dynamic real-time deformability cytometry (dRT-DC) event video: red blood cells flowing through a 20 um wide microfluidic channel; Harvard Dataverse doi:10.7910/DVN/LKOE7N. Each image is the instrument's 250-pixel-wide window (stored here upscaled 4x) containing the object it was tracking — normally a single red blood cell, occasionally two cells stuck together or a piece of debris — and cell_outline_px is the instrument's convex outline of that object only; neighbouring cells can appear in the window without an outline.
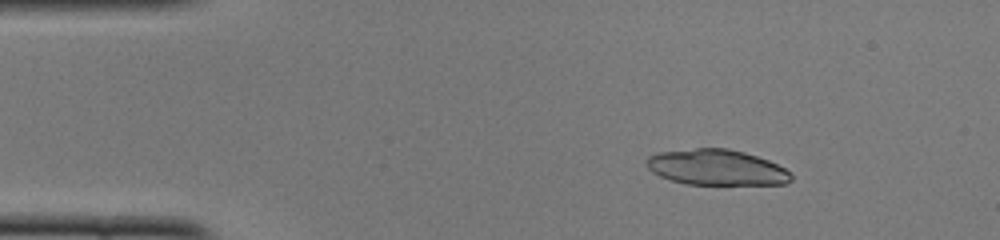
{"species": "common noctule bat (a hibernating species)", "species_latin": "Nyctalus noctula", "temperature_condition": "cold", "stored_images_in_passage": 49, "camera_frame_rate_fps": 3000, "um_per_image_px": 0.085, "animal": {"sex": "female", "body_mass_g": 22.0, "forearm_length_mm": 56.7}, "frame": {"image": 1, "passage_image": 7, "time_ms": 2.0, "image_size_px": [1000, 240], "cell_outline_px": [[792, 180], [784, 184], [688, 184], [668, 180], [652, 172], [648, 168], [648, 156], [656, 152], [696, 148], [728, 148], [744, 152], [768, 160], [784, 168], [792, 176]], "centroid_in_image_um": [60.88, 14.22], "position_along_channel_um": 24.1, "area_um2": 29.94}}